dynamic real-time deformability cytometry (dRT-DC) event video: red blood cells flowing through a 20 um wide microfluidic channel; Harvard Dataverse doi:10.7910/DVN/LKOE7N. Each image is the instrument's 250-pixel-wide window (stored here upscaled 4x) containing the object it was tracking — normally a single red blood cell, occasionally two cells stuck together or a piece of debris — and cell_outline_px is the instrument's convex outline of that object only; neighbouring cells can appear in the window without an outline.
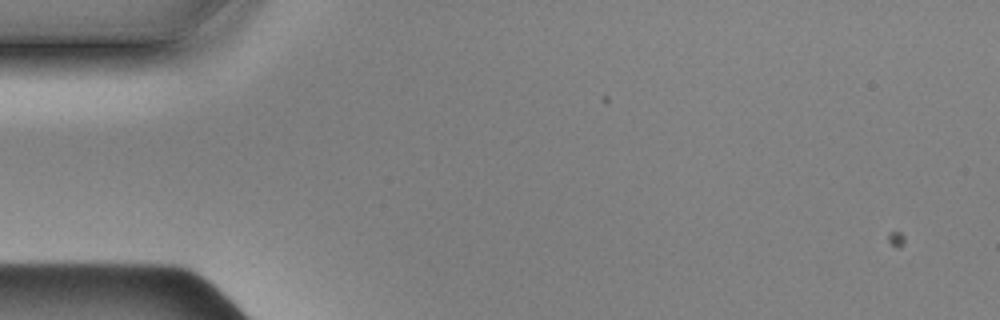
{"species": "Egyptian fruit bat (a non-hibernating species)", "species_latin": "Rousettus aegyptiacus", "temperature_condition": "cold", "stored_images_in_passage": 1, "camera_frame_rate_fps": 3000, "um_per_image_px": 0.085, "animal": {"sex": "male"}, "frame": {"image": 1, "passage_image": 1, "time_ms": 0.0, "image_size_px": [1000, 320], "cell_outline_px": [[304, 44], [300, 52], [264, 88], [240, 104], [228, 108], [216, 108], [216, 104], [280, 52], [300, 40], [304, 40]], "centroid_in_image_um": [22.2, 6.56], "position_along_channel_um": 62.8, "area_um2": 10.92}}